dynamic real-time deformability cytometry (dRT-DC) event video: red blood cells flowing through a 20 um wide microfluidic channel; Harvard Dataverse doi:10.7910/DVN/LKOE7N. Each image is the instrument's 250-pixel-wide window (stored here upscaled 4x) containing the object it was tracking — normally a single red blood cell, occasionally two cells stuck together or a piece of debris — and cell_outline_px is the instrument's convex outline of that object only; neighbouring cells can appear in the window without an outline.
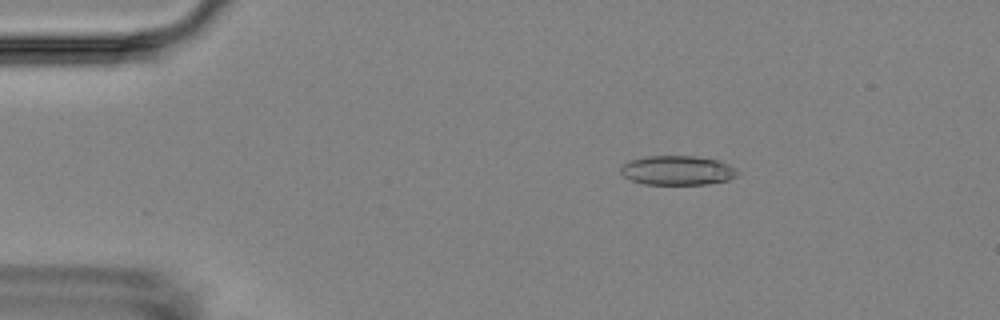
{"species": "Egyptian fruit bat (a non-hibernating species)", "species_latin": "Rousettus aegyptiacus", "temperature_condition": "room temperature", "stored_images_in_passage": 4, "camera_frame_rate_fps": 3000, "um_per_image_px": 0.085, "animal": {"sex": "female"}, "frame": {"image": 1, "passage_image": 2, "time_ms": 1.0, "image_size_px": [1000, 320], "cell_outline_px": [[740, 172], [736, 176], [728, 180], [708, 184], [644, 184], [632, 180], [624, 176], [620, 172], [620, 168], [624, 164], [632, 160], [644, 156], [696, 156], [720, 160], [736, 168]], "centroid_in_image_um": [57.62, 14.48], "position_along_channel_um": 27.4, "area_um2": 20.06}}